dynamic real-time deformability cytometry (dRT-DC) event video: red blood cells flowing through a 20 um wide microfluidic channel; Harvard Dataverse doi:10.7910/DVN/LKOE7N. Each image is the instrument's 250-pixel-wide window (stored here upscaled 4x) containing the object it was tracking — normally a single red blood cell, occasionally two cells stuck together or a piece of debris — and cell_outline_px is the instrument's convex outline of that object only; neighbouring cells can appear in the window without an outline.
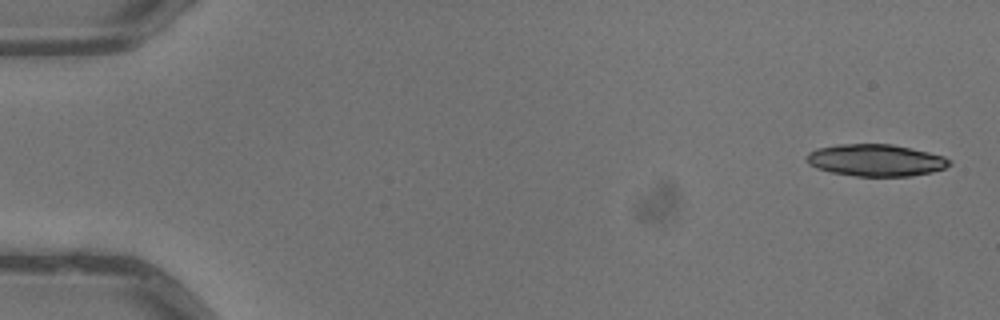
{"species": "common noctule bat (a hibernating species)", "species_latin": "Nyctalus noctula", "temperature_condition": "warm", "stored_images_in_passage": 5, "camera_frame_rate_fps": 3000, "um_per_image_px": 0.085, "animal": {"sex": "male", "body_mass_g": 13.3}, "frame": {"image": 1, "passage_image": 1, "time_ms": 0.0, "image_size_px": [1000, 320], "cell_outline_px": [[952, 164], [944, 168], [932, 172], [908, 176], [856, 176], [832, 172], [816, 168], [808, 164], [808, 152], [816, 148], [836, 144], [892, 144], [912, 148], [944, 156], [952, 160]], "centroid_in_image_um": [74.45, 13.61], "position_along_channel_um": 10.5, "area_um2": 26.65}}
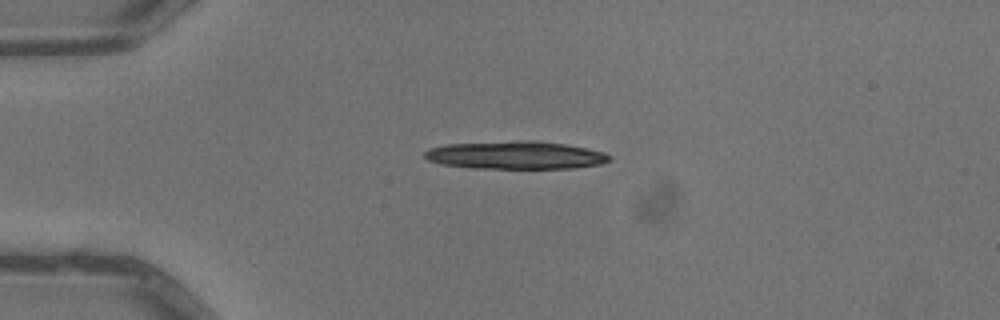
{"frame": {"image": 2, "passage_image": 4, "time_ms": 1.0, "image_size_px": [1000, 320], "cell_outline_px": [[612, 160], [600, 164], [572, 168], [472, 168], [440, 164], [428, 160], [424, 156], [424, 152], [428, 148], [448, 144], [516, 140], [536, 140], [564, 144], [604, 152], [612, 156]], "centroid_in_image_um": [43.81, 13.18], "position_along_channel_um": 41.2, "area_um2": 30.17}}